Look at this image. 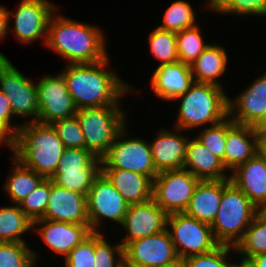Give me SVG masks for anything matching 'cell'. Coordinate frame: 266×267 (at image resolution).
I'll list each match as a JSON object with an SVG mask.
<instances>
[{
	"label": "cell",
	"mask_w": 266,
	"mask_h": 267,
	"mask_svg": "<svg viewBox=\"0 0 266 267\" xmlns=\"http://www.w3.org/2000/svg\"><path fill=\"white\" fill-rule=\"evenodd\" d=\"M92 64H68L61 71L77 109L120 105V97L132 88L114 71L106 69L109 58Z\"/></svg>",
	"instance_id": "6da1fadb"
},
{
	"label": "cell",
	"mask_w": 266,
	"mask_h": 267,
	"mask_svg": "<svg viewBox=\"0 0 266 267\" xmlns=\"http://www.w3.org/2000/svg\"><path fill=\"white\" fill-rule=\"evenodd\" d=\"M54 15L49 21L46 47L68 60V64H92L108 57L105 36L99 28Z\"/></svg>",
	"instance_id": "7a4b0ae2"
},
{
	"label": "cell",
	"mask_w": 266,
	"mask_h": 267,
	"mask_svg": "<svg viewBox=\"0 0 266 267\" xmlns=\"http://www.w3.org/2000/svg\"><path fill=\"white\" fill-rule=\"evenodd\" d=\"M11 150L25 167L44 178H51L60 162L65 146L51 124L28 121L21 124Z\"/></svg>",
	"instance_id": "3957f363"
},
{
	"label": "cell",
	"mask_w": 266,
	"mask_h": 267,
	"mask_svg": "<svg viewBox=\"0 0 266 267\" xmlns=\"http://www.w3.org/2000/svg\"><path fill=\"white\" fill-rule=\"evenodd\" d=\"M179 99L175 130L181 133L202 125H216L228 117V96L222 87L194 81L174 101Z\"/></svg>",
	"instance_id": "277c9868"
},
{
	"label": "cell",
	"mask_w": 266,
	"mask_h": 267,
	"mask_svg": "<svg viewBox=\"0 0 266 267\" xmlns=\"http://www.w3.org/2000/svg\"><path fill=\"white\" fill-rule=\"evenodd\" d=\"M257 212L250 199L230 179H223V195L210 225L216 242L235 247Z\"/></svg>",
	"instance_id": "5b68a950"
},
{
	"label": "cell",
	"mask_w": 266,
	"mask_h": 267,
	"mask_svg": "<svg viewBox=\"0 0 266 267\" xmlns=\"http://www.w3.org/2000/svg\"><path fill=\"white\" fill-rule=\"evenodd\" d=\"M120 105L77 109L85 138V149L101 159L109 150L117 134L127 125L126 114Z\"/></svg>",
	"instance_id": "8992f818"
},
{
	"label": "cell",
	"mask_w": 266,
	"mask_h": 267,
	"mask_svg": "<svg viewBox=\"0 0 266 267\" xmlns=\"http://www.w3.org/2000/svg\"><path fill=\"white\" fill-rule=\"evenodd\" d=\"M126 126L117 134L108 152L101 158V169H123L148 176L158 175L149 142L141 138H126ZM125 139V140H124Z\"/></svg>",
	"instance_id": "52a82bcc"
},
{
	"label": "cell",
	"mask_w": 266,
	"mask_h": 267,
	"mask_svg": "<svg viewBox=\"0 0 266 267\" xmlns=\"http://www.w3.org/2000/svg\"><path fill=\"white\" fill-rule=\"evenodd\" d=\"M166 228L179 259L212 251L219 244L209 224L190 217L184 212L168 214Z\"/></svg>",
	"instance_id": "ba28073f"
},
{
	"label": "cell",
	"mask_w": 266,
	"mask_h": 267,
	"mask_svg": "<svg viewBox=\"0 0 266 267\" xmlns=\"http://www.w3.org/2000/svg\"><path fill=\"white\" fill-rule=\"evenodd\" d=\"M0 91L10 100L13 115L32 117L38 120L39 107L36 84L13 66L3 53H0Z\"/></svg>",
	"instance_id": "9c48e42d"
},
{
	"label": "cell",
	"mask_w": 266,
	"mask_h": 267,
	"mask_svg": "<svg viewBox=\"0 0 266 267\" xmlns=\"http://www.w3.org/2000/svg\"><path fill=\"white\" fill-rule=\"evenodd\" d=\"M199 181L185 169L160 172L153 180L152 199L167 215L185 212Z\"/></svg>",
	"instance_id": "30bf717a"
},
{
	"label": "cell",
	"mask_w": 266,
	"mask_h": 267,
	"mask_svg": "<svg viewBox=\"0 0 266 267\" xmlns=\"http://www.w3.org/2000/svg\"><path fill=\"white\" fill-rule=\"evenodd\" d=\"M123 252L125 267H168L179 260L167 228L128 242Z\"/></svg>",
	"instance_id": "8fae6325"
},
{
	"label": "cell",
	"mask_w": 266,
	"mask_h": 267,
	"mask_svg": "<svg viewBox=\"0 0 266 267\" xmlns=\"http://www.w3.org/2000/svg\"><path fill=\"white\" fill-rule=\"evenodd\" d=\"M129 205L113 184L100 172L87 195V214L92 232H99L103 218L122 225Z\"/></svg>",
	"instance_id": "7c38bea8"
},
{
	"label": "cell",
	"mask_w": 266,
	"mask_h": 267,
	"mask_svg": "<svg viewBox=\"0 0 266 267\" xmlns=\"http://www.w3.org/2000/svg\"><path fill=\"white\" fill-rule=\"evenodd\" d=\"M36 90L39 107L36 122L52 124L76 114L77 108L61 73L55 77H43L36 83Z\"/></svg>",
	"instance_id": "4fadbf2b"
},
{
	"label": "cell",
	"mask_w": 266,
	"mask_h": 267,
	"mask_svg": "<svg viewBox=\"0 0 266 267\" xmlns=\"http://www.w3.org/2000/svg\"><path fill=\"white\" fill-rule=\"evenodd\" d=\"M57 6L48 0H22L17 6L15 14L8 11V21L14 18V34L18 41L24 44L36 42L45 38L51 16L56 13Z\"/></svg>",
	"instance_id": "5bb4252c"
},
{
	"label": "cell",
	"mask_w": 266,
	"mask_h": 267,
	"mask_svg": "<svg viewBox=\"0 0 266 267\" xmlns=\"http://www.w3.org/2000/svg\"><path fill=\"white\" fill-rule=\"evenodd\" d=\"M167 216L153 199L129 205L121 225L127 234L122 240V246L130 241L162 232L166 229Z\"/></svg>",
	"instance_id": "9a60e30c"
},
{
	"label": "cell",
	"mask_w": 266,
	"mask_h": 267,
	"mask_svg": "<svg viewBox=\"0 0 266 267\" xmlns=\"http://www.w3.org/2000/svg\"><path fill=\"white\" fill-rule=\"evenodd\" d=\"M41 219L74 224H89L87 196L60 187L51 180V193L46 211Z\"/></svg>",
	"instance_id": "2e32d148"
},
{
	"label": "cell",
	"mask_w": 266,
	"mask_h": 267,
	"mask_svg": "<svg viewBox=\"0 0 266 267\" xmlns=\"http://www.w3.org/2000/svg\"><path fill=\"white\" fill-rule=\"evenodd\" d=\"M36 225H40L35 231L39 232L44 243L64 257L92 233L89 224L38 219L33 222V229Z\"/></svg>",
	"instance_id": "e0dca14e"
},
{
	"label": "cell",
	"mask_w": 266,
	"mask_h": 267,
	"mask_svg": "<svg viewBox=\"0 0 266 267\" xmlns=\"http://www.w3.org/2000/svg\"><path fill=\"white\" fill-rule=\"evenodd\" d=\"M257 132L251 125L235 123L227 117L224 167L234 171L257 154Z\"/></svg>",
	"instance_id": "ac0fdd59"
},
{
	"label": "cell",
	"mask_w": 266,
	"mask_h": 267,
	"mask_svg": "<svg viewBox=\"0 0 266 267\" xmlns=\"http://www.w3.org/2000/svg\"><path fill=\"white\" fill-rule=\"evenodd\" d=\"M233 100L228 97V117L235 123L252 126L266 110V73Z\"/></svg>",
	"instance_id": "d6986e66"
},
{
	"label": "cell",
	"mask_w": 266,
	"mask_h": 267,
	"mask_svg": "<svg viewBox=\"0 0 266 267\" xmlns=\"http://www.w3.org/2000/svg\"><path fill=\"white\" fill-rule=\"evenodd\" d=\"M231 173L230 181L261 211L266 206V161L256 154Z\"/></svg>",
	"instance_id": "ffe728a7"
},
{
	"label": "cell",
	"mask_w": 266,
	"mask_h": 267,
	"mask_svg": "<svg viewBox=\"0 0 266 267\" xmlns=\"http://www.w3.org/2000/svg\"><path fill=\"white\" fill-rule=\"evenodd\" d=\"M194 82L191 66L181 61L158 65L151 78V89L164 100H174L184 94Z\"/></svg>",
	"instance_id": "44dd1931"
},
{
	"label": "cell",
	"mask_w": 266,
	"mask_h": 267,
	"mask_svg": "<svg viewBox=\"0 0 266 267\" xmlns=\"http://www.w3.org/2000/svg\"><path fill=\"white\" fill-rule=\"evenodd\" d=\"M189 138L170 130H160L149 143L157 173L183 169Z\"/></svg>",
	"instance_id": "7402d4cb"
},
{
	"label": "cell",
	"mask_w": 266,
	"mask_h": 267,
	"mask_svg": "<svg viewBox=\"0 0 266 267\" xmlns=\"http://www.w3.org/2000/svg\"><path fill=\"white\" fill-rule=\"evenodd\" d=\"M101 172L128 205L141 204L152 199L153 181L148 176L123 169H101Z\"/></svg>",
	"instance_id": "603a6c76"
},
{
	"label": "cell",
	"mask_w": 266,
	"mask_h": 267,
	"mask_svg": "<svg viewBox=\"0 0 266 267\" xmlns=\"http://www.w3.org/2000/svg\"><path fill=\"white\" fill-rule=\"evenodd\" d=\"M183 169L189 171L199 180L230 179L225 175L222 161L206 149L197 138L188 140Z\"/></svg>",
	"instance_id": "cb8c5ba5"
},
{
	"label": "cell",
	"mask_w": 266,
	"mask_h": 267,
	"mask_svg": "<svg viewBox=\"0 0 266 267\" xmlns=\"http://www.w3.org/2000/svg\"><path fill=\"white\" fill-rule=\"evenodd\" d=\"M223 195L222 180H200L185 214L209 225L214 221Z\"/></svg>",
	"instance_id": "d4e9b609"
},
{
	"label": "cell",
	"mask_w": 266,
	"mask_h": 267,
	"mask_svg": "<svg viewBox=\"0 0 266 267\" xmlns=\"http://www.w3.org/2000/svg\"><path fill=\"white\" fill-rule=\"evenodd\" d=\"M227 53L219 44H209L199 57L190 65L193 80L200 83H209L223 86L217 80L227 68Z\"/></svg>",
	"instance_id": "484cf974"
},
{
	"label": "cell",
	"mask_w": 266,
	"mask_h": 267,
	"mask_svg": "<svg viewBox=\"0 0 266 267\" xmlns=\"http://www.w3.org/2000/svg\"><path fill=\"white\" fill-rule=\"evenodd\" d=\"M13 170L7 177L4 190L8 193L11 203L20 204L44 179L32 169L25 167L13 157Z\"/></svg>",
	"instance_id": "4316f807"
},
{
	"label": "cell",
	"mask_w": 266,
	"mask_h": 267,
	"mask_svg": "<svg viewBox=\"0 0 266 267\" xmlns=\"http://www.w3.org/2000/svg\"><path fill=\"white\" fill-rule=\"evenodd\" d=\"M243 256L247 263L253 256L266 253V214L258 211L245 230L242 239L234 247V252Z\"/></svg>",
	"instance_id": "83f0119b"
},
{
	"label": "cell",
	"mask_w": 266,
	"mask_h": 267,
	"mask_svg": "<svg viewBox=\"0 0 266 267\" xmlns=\"http://www.w3.org/2000/svg\"><path fill=\"white\" fill-rule=\"evenodd\" d=\"M32 228L33 222L18 204L0 209V242L27 243L21 236Z\"/></svg>",
	"instance_id": "f1b7e54d"
},
{
	"label": "cell",
	"mask_w": 266,
	"mask_h": 267,
	"mask_svg": "<svg viewBox=\"0 0 266 267\" xmlns=\"http://www.w3.org/2000/svg\"><path fill=\"white\" fill-rule=\"evenodd\" d=\"M195 12L190 3L176 0L165 10L163 24L157 26L169 32L178 33L184 29L196 26Z\"/></svg>",
	"instance_id": "f546056e"
},
{
	"label": "cell",
	"mask_w": 266,
	"mask_h": 267,
	"mask_svg": "<svg viewBox=\"0 0 266 267\" xmlns=\"http://www.w3.org/2000/svg\"><path fill=\"white\" fill-rule=\"evenodd\" d=\"M149 45L152 55L160 60L159 65L178 62L176 33L158 27L149 34Z\"/></svg>",
	"instance_id": "4dcf8cb0"
},
{
	"label": "cell",
	"mask_w": 266,
	"mask_h": 267,
	"mask_svg": "<svg viewBox=\"0 0 266 267\" xmlns=\"http://www.w3.org/2000/svg\"><path fill=\"white\" fill-rule=\"evenodd\" d=\"M201 29L196 25L176 33L179 61L191 65L209 44L204 43Z\"/></svg>",
	"instance_id": "1f68e13d"
},
{
	"label": "cell",
	"mask_w": 266,
	"mask_h": 267,
	"mask_svg": "<svg viewBox=\"0 0 266 267\" xmlns=\"http://www.w3.org/2000/svg\"><path fill=\"white\" fill-rule=\"evenodd\" d=\"M26 243L0 242V267H34L37 255Z\"/></svg>",
	"instance_id": "d6a6232c"
},
{
	"label": "cell",
	"mask_w": 266,
	"mask_h": 267,
	"mask_svg": "<svg viewBox=\"0 0 266 267\" xmlns=\"http://www.w3.org/2000/svg\"><path fill=\"white\" fill-rule=\"evenodd\" d=\"M206 4L221 14L266 16V0H207Z\"/></svg>",
	"instance_id": "836d02e7"
},
{
	"label": "cell",
	"mask_w": 266,
	"mask_h": 267,
	"mask_svg": "<svg viewBox=\"0 0 266 267\" xmlns=\"http://www.w3.org/2000/svg\"><path fill=\"white\" fill-rule=\"evenodd\" d=\"M101 170L55 171L50 178L53 183L84 195H88L94 179Z\"/></svg>",
	"instance_id": "e575fe53"
},
{
	"label": "cell",
	"mask_w": 266,
	"mask_h": 267,
	"mask_svg": "<svg viewBox=\"0 0 266 267\" xmlns=\"http://www.w3.org/2000/svg\"><path fill=\"white\" fill-rule=\"evenodd\" d=\"M101 170V159L91 151L65 148L56 171Z\"/></svg>",
	"instance_id": "d590c367"
},
{
	"label": "cell",
	"mask_w": 266,
	"mask_h": 267,
	"mask_svg": "<svg viewBox=\"0 0 266 267\" xmlns=\"http://www.w3.org/2000/svg\"><path fill=\"white\" fill-rule=\"evenodd\" d=\"M51 193V179L44 178L40 184L19 204L25 215L34 222L41 219L46 211Z\"/></svg>",
	"instance_id": "8d00e7d4"
},
{
	"label": "cell",
	"mask_w": 266,
	"mask_h": 267,
	"mask_svg": "<svg viewBox=\"0 0 266 267\" xmlns=\"http://www.w3.org/2000/svg\"><path fill=\"white\" fill-rule=\"evenodd\" d=\"M94 252L95 267H125L122 244L110 245L100 232H94Z\"/></svg>",
	"instance_id": "74e56055"
},
{
	"label": "cell",
	"mask_w": 266,
	"mask_h": 267,
	"mask_svg": "<svg viewBox=\"0 0 266 267\" xmlns=\"http://www.w3.org/2000/svg\"><path fill=\"white\" fill-rule=\"evenodd\" d=\"M196 137L208 151L222 161L224 166V153L227 137V118L220 123L207 126Z\"/></svg>",
	"instance_id": "f35d334b"
},
{
	"label": "cell",
	"mask_w": 266,
	"mask_h": 267,
	"mask_svg": "<svg viewBox=\"0 0 266 267\" xmlns=\"http://www.w3.org/2000/svg\"><path fill=\"white\" fill-rule=\"evenodd\" d=\"M65 148L85 149V138L76 115L51 124Z\"/></svg>",
	"instance_id": "ab89813d"
},
{
	"label": "cell",
	"mask_w": 266,
	"mask_h": 267,
	"mask_svg": "<svg viewBox=\"0 0 266 267\" xmlns=\"http://www.w3.org/2000/svg\"><path fill=\"white\" fill-rule=\"evenodd\" d=\"M234 247L228 245H218L212 251L192 255L184 258L187 267H235L236 263H229L230 250L233 251Z\"/></svg>",
	"instance_id": "60d3db41"
},
{
	"label": "cell",
	"mask_w": 266,
	"mask_h": 267,
	"mask_svg": "<svg viewBox=\"0 0 266 267\" xmlns=\"http://www.w3.org/2000/svg\"><path fill=\"white\" fill-rule=\"evenodd\" d=\"M64 259L65 267H95L94 232L75 246Z\"/></svg>",
	"instance_id": "b9f144b4"
},
{
	"label": "cell",
	"mask_w": 266,
	"mask_h": 267,
	"mask_svg": "<svg viewBox=\"0 0 266 267\" xmlns=\"http://www.w3.org/2000/svg\"><path fill=\"white\" fill-rule=\"evenodd\" d=\"M15 117L11 110L10 100L0 91V144L5 143L11 147L21 124L15 125L11 118ZM12 124V125H11Z\"/></svg>",
	"instance_id": "7bdbcfd3"
},
{
	"label": "cell",
	"mask_w": 266,
	"mask_h": 267,
	"mask_svg": "<svg viewBox=\"0 0 266 267\" xmlns=\"http://www.w3.org/2000/svg\"><path fill=\"white\" fill-rule=\"evenodd\" d=\"M8 10L3 6H0V40L8 34L9 21H8Z\"/></svg>",
	"instance_id": "ee69618b"
},
{
	"label": "cell",
	"mask_w": 266,
	"mask_h": 267,
	"mask_svg": "<svg viewBox=\"0 0 266 267\" xmlns=\"http://www.w3.org/2000/svg\"><path fill=\"white\" fill-rule=\"evenodd\" d=\"M257 154L266 161V131L257 132Z\"/></svg>",
	"instance_id": "f6af8a7d"
},
{
	"label": "cell",
	"mask_w": 266,
	"mask_h": 267,
	"mask_svg": "<svg viewBox=\"0 0 266 267\" xmlns=\"http://www.w3.org/2000/svg\"><path fill=\"white\" fill-rule=\"evenodd\" d=\"M246 264L249 267H266V253L253 256Z\"/></svg>",
	"instance_id": "bcb514c9"
},
{
	"label": "cell",
	"mask_w": 266,
	"mask_h": 267,
	"mask_svg": "<svg viewBox=\"0 0 266 267\" xmlns=\"http://www.w3.org/2000/svg\"><path fill=\"white\" fill-rule=\"evenodd\" d=\"M256 132L266 131V110L262 116L252 125Z\"/></svg>",
	"instance_id": "7dc6e473"
},
{
	"label": "cell",
	"mask_w": 266,
	"mask_h": 267,
	"mask_svg": "<svg viewBox=\"0 0 266 267\" xmlns=\"http://www.w3.org/2000/svg\"><path fill=\"white\" fill-rule=\"evenodd\" d=\"M168 267H187L183 259H179L176 263L169 265Z\"/></svg>",
	"instance_id": "c3c4849f"
},
{
	"label": "cell",
	"mask_w": 266,
	"mask_h": 267,
	"mask_svg": "<svg viewBox=\"0 0 266 267\" xmlns=\"http://www.w3.org/2000/svg\"><path fill=\"white\" fill-rule=\"evenodd\" d=\"M235 267H249L246 263H242L239 261V264L236 263Z\"/></svg>",
	"instance_id": "681fc988"
},
{
	"label": "cell",
	"mask_w": 266,
	"mask_h": 267,
	"mask_svg": "<svg viewBox=\"0 0 266 267\" xmlns=\"http://www.w3.org/2000/svg\"><path fill=\"white\" fill-rule=\"evenodd\" d=\"M261 211L266 214V206Z\"/></svg>",
	"instance_id": "f907efd6"
}]
</instances>
